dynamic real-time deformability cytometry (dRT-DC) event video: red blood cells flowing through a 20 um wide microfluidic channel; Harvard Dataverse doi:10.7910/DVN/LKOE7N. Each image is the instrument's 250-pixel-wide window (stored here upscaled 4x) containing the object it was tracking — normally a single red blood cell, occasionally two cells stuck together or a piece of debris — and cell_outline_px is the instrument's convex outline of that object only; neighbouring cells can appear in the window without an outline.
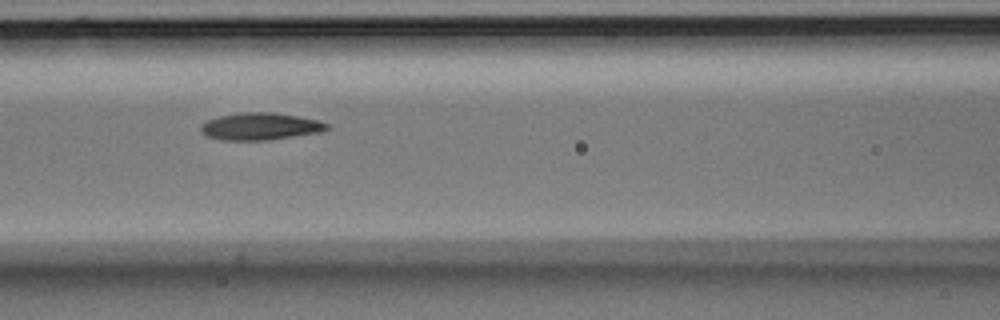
{"species": "Egyptian fruit bat (a non-hibernating species)", "species_latin": "Rousettus aegyptiacus", "temperature_condition": "room temperature", "stored_images_in_passage": 7, "camera_frame_rate_fps": 3000, "um_per_image_px": 0.085, "animal": {"sex": "male"}, "frame": {"image": 1, "passage_image": 6, "time_ms": 1.667, "image_size_px": [1000, 320], "cell_outline_px": [[332, 124], [328, 128], [320, 132], [268, 140], [220, 140], [208, 136], [200, 132], [200, 124], [208, 120], [220, 116], [240, 112], [276, 112], [320, 120]], "centroid_in_image_um": [22.14, 10.73], "position_along_channel_um": 144.5, "area_um2": 20.17}}
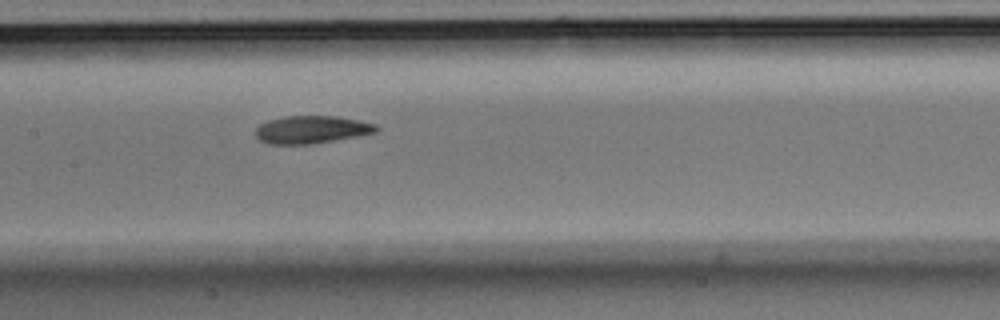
{"frame": {"image": 2, "passage_image": 7, "time_ms": 2.0, "image_size_px": [1000, 320], "cell_outline_px": [[380, 128], [376, 132], [356, 136], [312, 144], [268, 144], [260, 140], [256, 136], [256, 128], [260, 124], [268, 120], [284, 116], [336, 116], [360, 120], [376, 124]], "centroid_in_image_um": [26.48, 11.01], "position_along_channel_um": 180.9, "area_um2": 19.48}}